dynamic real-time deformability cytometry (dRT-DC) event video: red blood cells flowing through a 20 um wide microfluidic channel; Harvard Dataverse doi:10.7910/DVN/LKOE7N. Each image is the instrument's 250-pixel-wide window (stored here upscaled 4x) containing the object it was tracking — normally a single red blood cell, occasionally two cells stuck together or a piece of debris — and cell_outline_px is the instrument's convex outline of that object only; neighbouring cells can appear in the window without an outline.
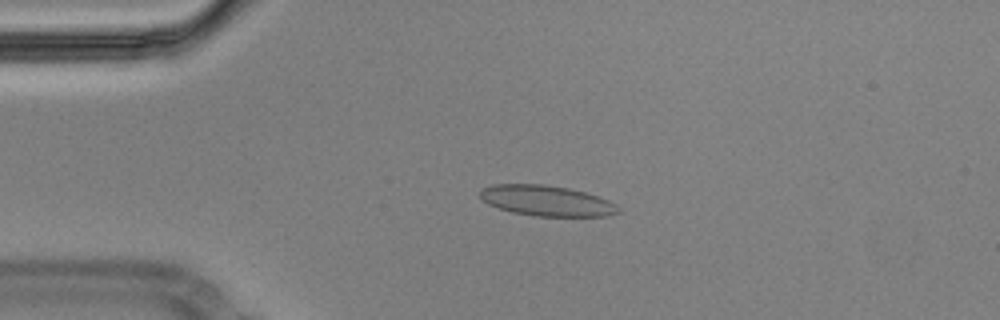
{"species": "Egyptian fruit bat (a non-hibernating species)", "species_latin": "Rousettus aegyptiacus", "temperature_condition": "cold", "stored_images_in_passage": 48, "camera_frame_rate_fps": 3000, "um_per_image_px": 0.085, "animal": {"sex": "male"}, "frame": {"image": 1, "passage_image": 5, "time_ms": 1.333, "image_size_px": [1000, 320], "cell_outline_px": [[620, 212], [608, 216], [536, 216], [512, 212], [488, 204], [480, 196], [480, 192], [484, 188], [492, 184], [544, 184], [568, 188], [584, 192], [608, 200], [616, 204], [620, 208]], "centroid_in_image_um": [46.48, 17.06], "position_along_channel_um": 38.5, "area_um2": 24.45}}
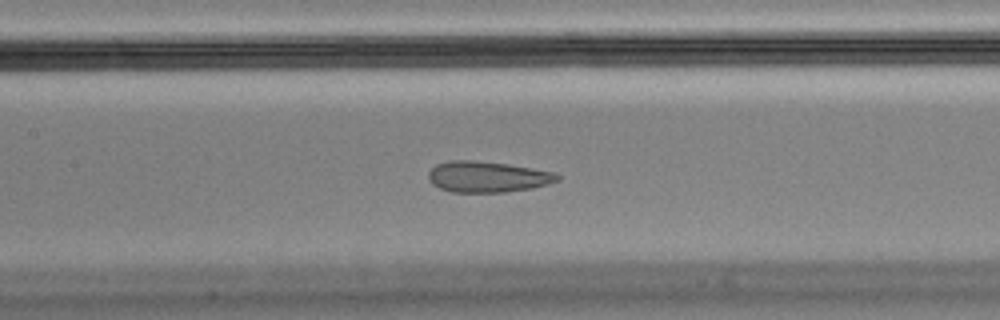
{"frame": {"image": 2, "passage_image": 18, "time_ms": 5.667, "image_size_px": [1000, 320], "cell_outline_px": [[560, 180], [548, 184], [532, 188], [504, 192], [452, 192], [440, 188], [432, 184], [428, 176], [428, 172], [436, 164], [448, 160], [472, 160], [508, 164], [532, 168], [552, 172], [560, 176]], "centroid_in_image_um": [41.42, 15.02], "position_along_channel_um": 166.0, "area_um2": 23.24}}
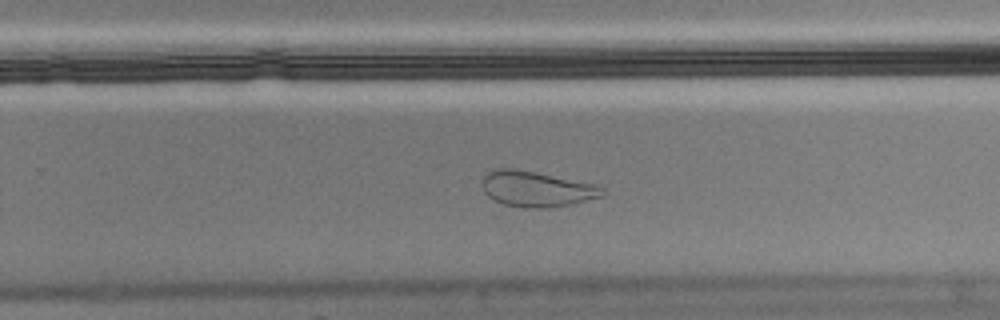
{"frame": {"image": 3, "passage_image": 28, "time_ms": 9.0, "image_size_px": [1000, 320], "cell_outline_px": [[608, 192], [604, 196], [568, 204], [548, 208], [524, 208], [504, 204], [488, 196], [484, 192], [484, 176], [488, 172], [496, 168], [516, 168], [596, 184], [604, 188]], "centroid_in_image_um": [45.65, 16.05], "position_along_channel_um": 284.1, "area_um2": 24.85}}